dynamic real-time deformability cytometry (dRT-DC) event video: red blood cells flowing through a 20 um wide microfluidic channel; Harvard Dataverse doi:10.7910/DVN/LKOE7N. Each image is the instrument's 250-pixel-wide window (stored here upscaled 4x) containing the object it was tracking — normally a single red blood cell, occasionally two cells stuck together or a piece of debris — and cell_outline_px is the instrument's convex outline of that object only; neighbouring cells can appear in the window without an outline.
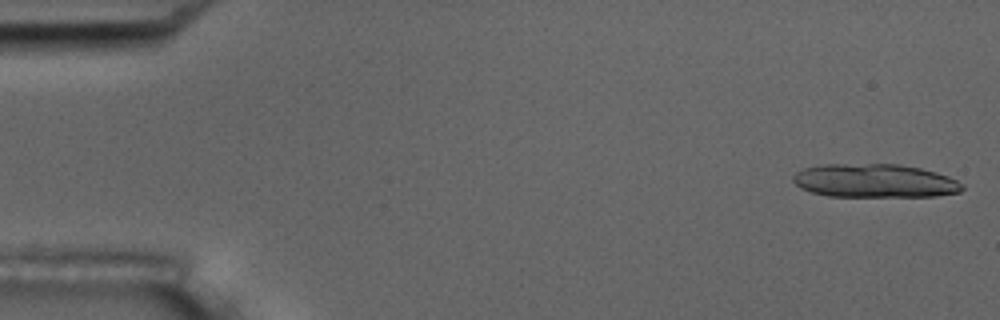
{"species": "common noctule bat (a hibernating species)", "species_latin": "Nyctalus noctula", "temperature_condition": "room temperature", "stored_images_in_passage": 6, "camera_frame_rate_fps": 3000, "um_per_image_px": 0.085, "animal": {"sex": "male", "body_mass_g": 17.5, "forearm_length_mm": 52.3}, "frame": {"image": 1, "passage_image": 1, "time_ms": 0.0, "image_size_px": [1000, 320], "cell_outline_px": [[964, 188], [960, 192], [936, 196], [828, 196], [812, 192], [800, 188], [792, 180], [792, 176], [796, 172], [804, 168], [824, 164], [900, 164], [920, 168], [936, 172], [948, 176], [964, 184]], "centroid_in_image_um": [74.36, 15.36], "position_along_channel_um": 10.6, "area_um2": 33.18}}